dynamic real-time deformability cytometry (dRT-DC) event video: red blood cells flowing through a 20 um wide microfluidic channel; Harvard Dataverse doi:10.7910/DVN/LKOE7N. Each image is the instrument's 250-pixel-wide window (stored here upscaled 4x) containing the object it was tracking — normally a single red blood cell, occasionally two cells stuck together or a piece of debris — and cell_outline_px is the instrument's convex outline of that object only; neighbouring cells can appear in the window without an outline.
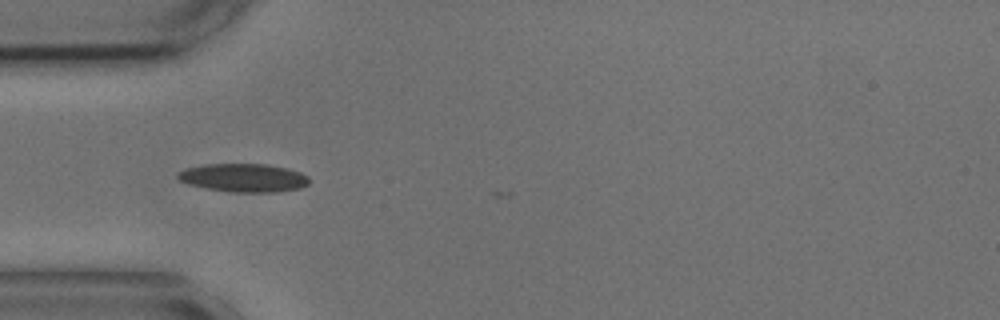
{"species": "common noctule bat (a hibernating species)", "species_latin": "Nyctalus noctula", "temperature_condition": "cold", "stored_images_in_passage": 37, "camera_frame_rate_fps": 3000, "um_per_image_px": 0.085, "animal": {"sex": "male", "body_mass_g": 17.9, "forearm_length_mm": 54.2}, "frame": {"image": 1, "passage_image": 6, "time_ms": 1.667, "image_size_px": [1000, 320], "cell_outline_px": [[308, 184], [300, 188], [276, 192], [232, 192], [208, 188], [188, 184], [180, 180], [176, 176], [184, 168], [204, 164], [268, 164], [288, 168], [300, 172], [308, 176]], "centroid_in_image_um": [20.72, 15.1], "position_along_channel_um": 64.3, "area_um2": 21.68}, "authors_computed_cell_mechanics": {"area_um2": 20.1722, "velocity_mm_per_s": 3.6383, "shape_relaxation_time_tau1_ms": 2.5537, "shape_relaxation_time_tau2_ms": 6.0281, "deformation_change_tau1": 0.0908, "deformation_change_tau2": 0.126}}